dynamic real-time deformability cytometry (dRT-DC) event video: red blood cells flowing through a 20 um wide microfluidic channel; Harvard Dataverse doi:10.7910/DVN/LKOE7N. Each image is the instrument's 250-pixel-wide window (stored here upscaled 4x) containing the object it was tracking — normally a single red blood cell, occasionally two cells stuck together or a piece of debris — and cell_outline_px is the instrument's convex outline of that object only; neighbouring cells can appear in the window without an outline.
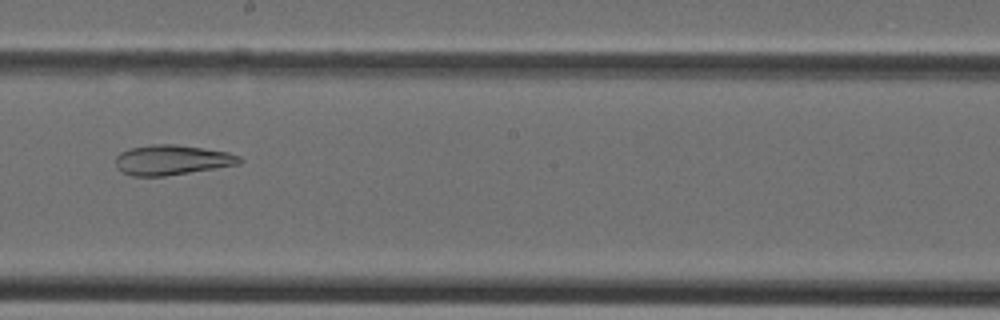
{"species": "Egyptian fruit bat (a non-hibernating species)", "species_latin": "Rousettus aegyptiacus", "temperature_condition": "cold", "stored_images_in_passage": 31, "camera_frame_rate_fps": 3000, "um_per_image_px": 0.085, "animal": {"sex": "female"}, "frame": {"image": 1, "passage_image": 14, "time_ms": 4.333, "image_size_px": [1000, 320], "cell_outline_px": [[244, 160], [240, 164], [164, 176], [132, 176], [116, 168], [116, 156], [120, 152], [128, 148], [152, 144], [172, 144], [228, 152], [240, 156]], "centroid_in_image_um": [14.59, 13.59], "position_along_channel_um": 233.6, "area_um2": 21.56}}